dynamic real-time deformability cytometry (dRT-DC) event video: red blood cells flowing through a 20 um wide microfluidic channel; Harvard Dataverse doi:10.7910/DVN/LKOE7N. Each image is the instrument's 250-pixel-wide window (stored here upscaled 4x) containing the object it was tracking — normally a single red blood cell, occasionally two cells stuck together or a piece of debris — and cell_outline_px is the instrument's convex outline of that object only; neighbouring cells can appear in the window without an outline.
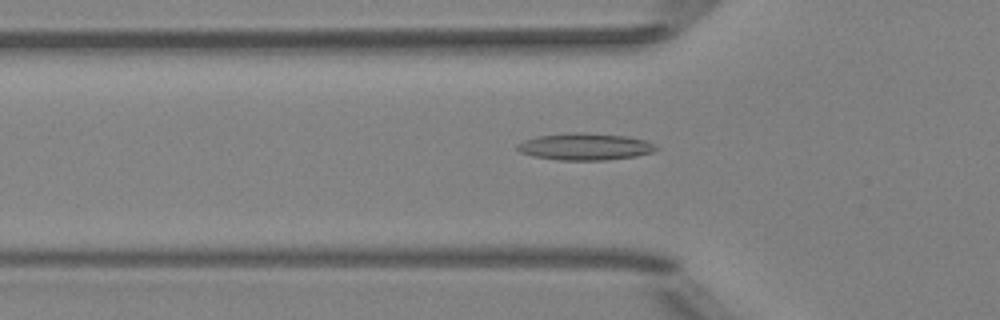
{"species": "Egyptian fruit bat (a non-hibernating species)", "species_latin": "Rousettus aegyptiacus", "temperature_condition": "room temperature", "stored_images_in_passage": 52, "segment_of_instrument_passage": [1, 2], "camera_frame_rate_fps": 3000, "um_per_image_px": 0.085, "animal": {"sex": "female"}, "frame": {"image": 1, "passage_image": 17, "time_ms": 5.333, "image_size_px": [1000, 320], "cell_outline_px": [[660, 148], [652, 152], [636, 156], [604, 160], [560, 160], [532, 156], [520, 152], [516, 148], [516, 144], [524, 140], [540, 136], [572, 132], [584, 132], [628, 136], [644, 140]], "centroid_in_image_um": [49.71, 12.46], "position_along_channel_um": 76.1, "area_um2": 21.73}}
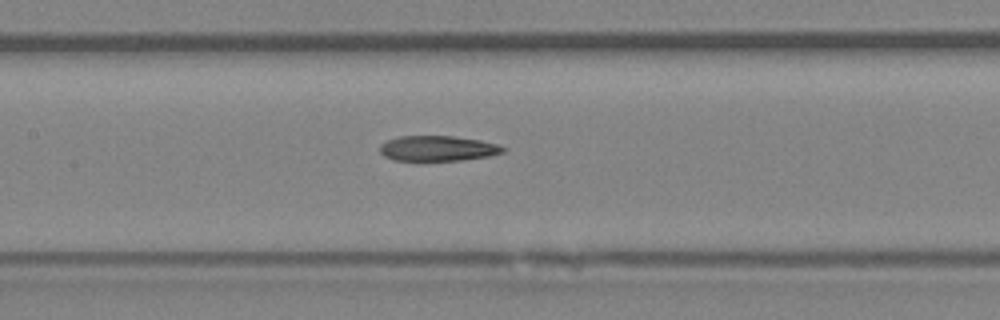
{"frame": {"image": 2, "passage_image": 24, "time_ms": 7.667, "image_size_px": [1000, 320], "cell_outline_px": [[504, 152], [488, 156], [460, 160], [396, 160], [384, 156], [380, 152], [380, 144], [388, 140], [400, 136], [452, 136], [480, 140], [496, 144], [504, 148]], "centroid_in_image_um": [37.18, 12.61], "position_along_channel_um": 170.2, "area_um2": 17.86}}
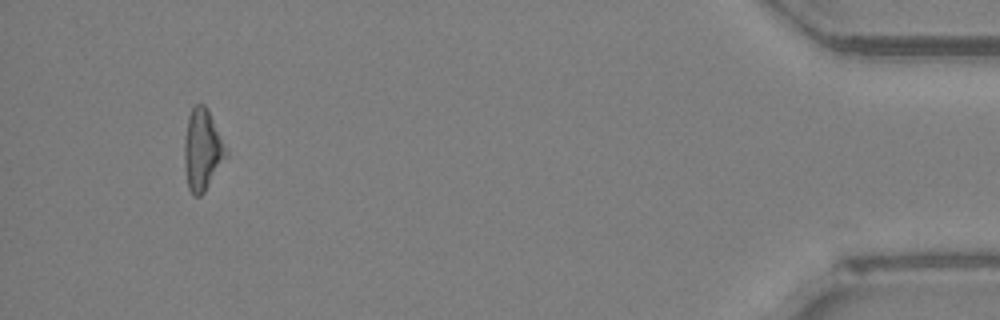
{"frame": {"image": 3, "passage_image": 48, "time_ms": 15.667, "image_size_px": [1000, 320], "cell_outline_px": [[228, 156], [204, 192], [200, 196], [192, 196], [188, 188], [184, 164], [184, 144], [188, 116], [192, 108], [196, 104], [204, 104], [228, 148]], "centroid_in_image_um": [17.21, 12.77], "position_along_channel_um": 418.0, "area_um2": 19.83}}